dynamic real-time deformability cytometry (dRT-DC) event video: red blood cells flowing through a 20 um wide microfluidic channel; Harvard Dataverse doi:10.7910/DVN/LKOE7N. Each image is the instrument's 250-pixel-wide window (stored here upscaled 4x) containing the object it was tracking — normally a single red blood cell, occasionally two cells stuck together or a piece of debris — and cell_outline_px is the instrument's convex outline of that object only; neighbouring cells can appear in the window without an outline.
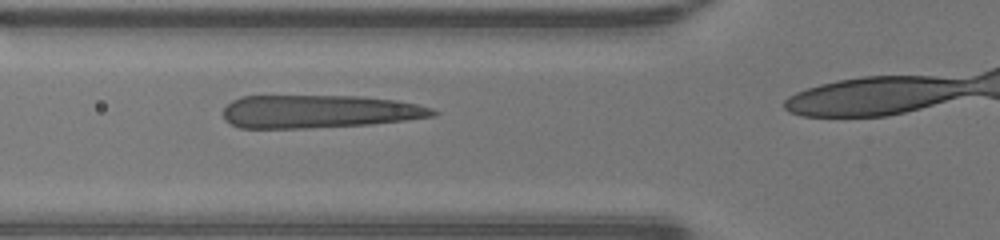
{"species": "human", "species_latin": "Homo sapiens", "temperature_condition": "warm", "stored_images_in_passage": 17, "camera_frame_rate_fps": 3000, "um_per_image_px": 0.085, "donor": {"sex": "male"}, "frame": {"image": 1, "passage_image": 8, "time_ms": 2.333, "image_size_px": [1000, 240], "cell_outline_px": [[440, 112], [436, 116], [408, 120], [372, 124], [308, 128], [240, 128], [224, 120], [224, 108], [232, 100], [240, 96], [364, 96], [400, 100], [432, 108]], "centroid_in_image_um": [27.17, 9.47], "position_along_channel_um": 98.6, "area_um2": 40.81}}
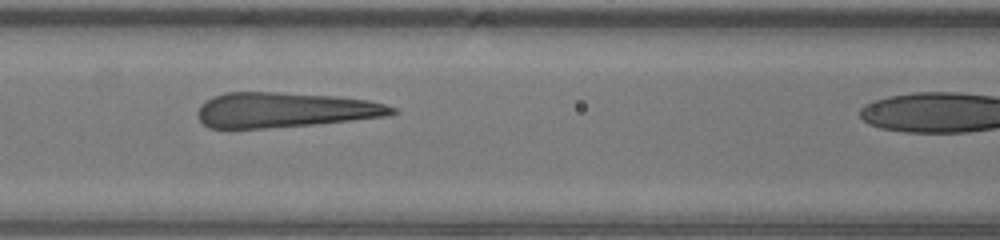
{"frame": {"image": 2, "passage_image": 11, "time_ms": 3.333, "image_size_px": [1000, 240], "cell_outline_px": [[400, 112], [384, 116], [352, 120], [312, 124], [264, 128], [208, 128], [200, 120], [196, 112], [200, 104], [212, 96], [224, 92], [280, 92], [336, 96], [368, 100], [384, 104], [396, 108]], "centroid_in_image_um": [24.16, 9.33], "position_along_channel_um": 142.4, "area_um2": 39.71}}
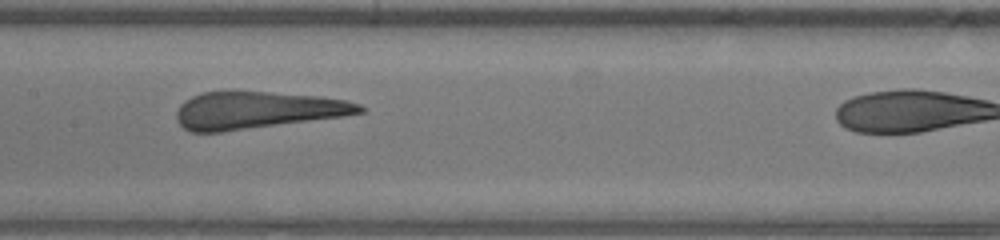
{"frame": {"image": 3, "passage_image": 14, "time_ms": 4.333, "image_size_px": [1000, 240], "cell_outline_px": [[368, 108], [364, 112], [344, 116], [220, 132], [192, 132], [184, 128], [176, 120], [176, 112], [180, 104], [184, 100], [192, 96], [204, 92], [268, 92], [320, 96], [348, 100], [360, 104]], "centroid_in_image_um": [21.88, 9.37], "position_along_channel_um": 185.5, "area_um2": 39.59}}